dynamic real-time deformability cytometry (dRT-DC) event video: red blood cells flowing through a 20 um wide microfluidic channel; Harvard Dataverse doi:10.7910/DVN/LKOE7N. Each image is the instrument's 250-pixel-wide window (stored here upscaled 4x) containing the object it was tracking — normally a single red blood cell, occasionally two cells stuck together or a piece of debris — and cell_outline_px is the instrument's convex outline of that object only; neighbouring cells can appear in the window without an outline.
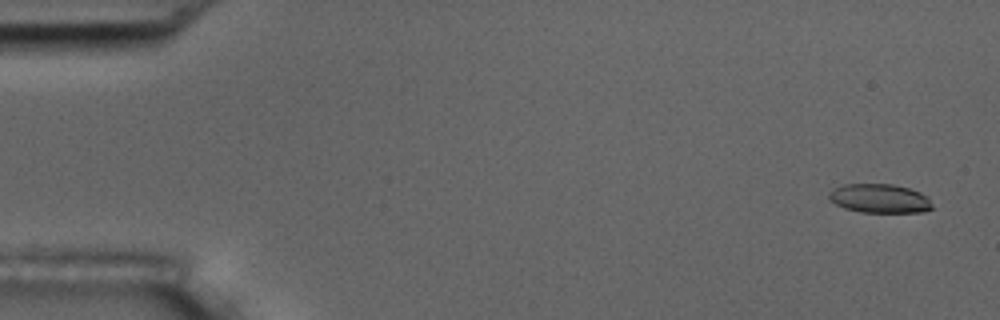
{"species": "common noctule bat (a hibernating species)", "species_latin": "Nyctalus noctula", "temperature_condition": "room temperature", "stored_images_in_passage": 5, "camera_frame_rate_fps": 3000, "um_per_image_px": 0.085, "animal": {"sex": "male", "body_mass_g": 17.5, "forearm_length_mm": 52.3}, "frame": {"image": 1, "passage_image": 1, "time_ms": 0.0, "image_size_px": [1000, 320], "cell_outline_px": [[932, 208], [924, 212], [860, 212], [844, 208], [828, 200], [828, 192], [832, 188], [844, 184], [892, 184], [908, 188], [920, 192], [928, 196], [932, 204]], "centroid_in_image_um": [74.74, 16.86], "position_along_channel_um": 10.3, "area_um2": 17.63}}
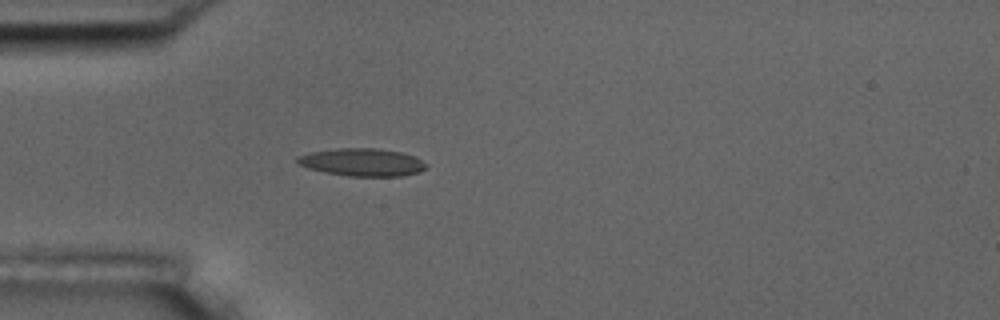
{"frame": {"image": 2, "passage_image": 5, "time_ms": 4.667, "image_size_px": [1000, 320], "cell_outline_px": [[428, 164], [420, 172], [404, 176], [348, 176], [324, 172], [308, 168], [296, 164], [296, 156], [312, 152], [340, 148], [376, 148], [400, 152], [412, 156]], "centroid_in_image_um": [30.75, 13.8], "position_along_channel_um": 54.2, "area_um2": 20.75}}